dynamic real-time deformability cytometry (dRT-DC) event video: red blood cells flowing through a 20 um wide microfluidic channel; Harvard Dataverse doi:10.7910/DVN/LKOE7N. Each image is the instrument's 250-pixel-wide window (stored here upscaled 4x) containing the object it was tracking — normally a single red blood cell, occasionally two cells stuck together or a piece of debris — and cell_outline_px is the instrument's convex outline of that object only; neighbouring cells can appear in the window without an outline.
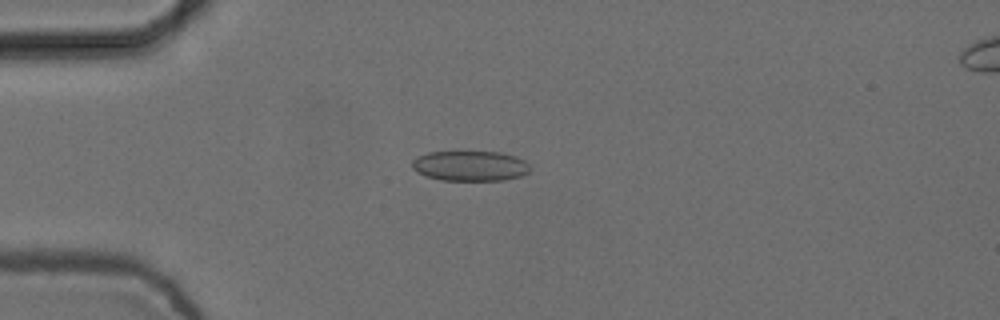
{"species": "common noctule bat (a hibernating species)", "species_latin": "Nyctalus noctula", "temperature_condition": "cold", "stored_images_in_passage": 5, "camera_frame_rate_fps": 3000, "um_per_image_px": 0.085, "animal": {"sex": "female", "body_mass_g": 24.6, "forearm_length_mm": 56.2}, "frame": {"image": 1, "passage_image": 4, "time_ms": 1.0, "image_size_px": [1000, 320], "cell_outline_px": [[528, 172], [520, 176], [504, 180], [440, 180], [424, 176], [416, 172], [412, 168], [412, 160], [416, 156], [428, 152], [500, 152], [516, 156], [524, 160], [528, 164]], "centroid_in_image_um": [39.91, 14.1], "position_along_channel_um": 45.1, "area_um2": 20.81}}